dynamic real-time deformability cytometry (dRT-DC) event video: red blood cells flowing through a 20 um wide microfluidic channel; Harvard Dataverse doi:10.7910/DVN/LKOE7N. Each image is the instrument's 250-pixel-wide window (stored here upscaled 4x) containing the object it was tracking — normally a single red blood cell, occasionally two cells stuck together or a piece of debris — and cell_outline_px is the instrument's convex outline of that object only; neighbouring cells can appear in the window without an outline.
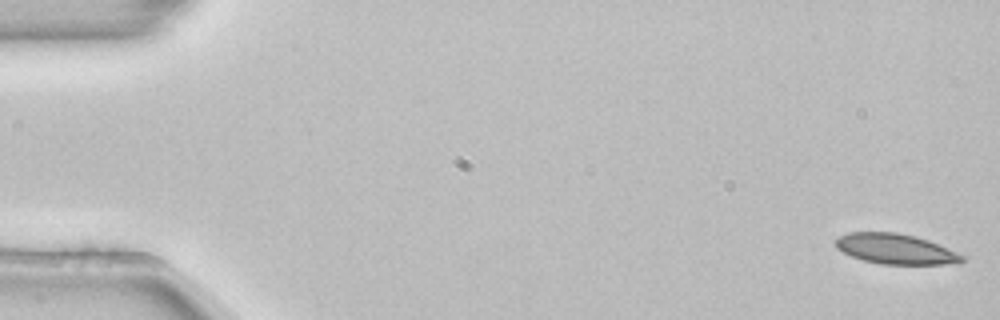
{"species": "common noctule bat (a hibernating species)", "species_latin": "Nyctalus noctula", "temperature_condition": "room temperature", "stored_images_in_passage": 14, "camera_frame_rate_fps": 3000, "um_per_image_px": 0.085, "animal": {"sex": "female", "body_mass_g": 22.7, "forearm_length_mm": 54.2}, "frame": {"image": 1, "passage_image": 1, "time_ms": 0.0, "image_size_px": [1000, 320], "cell_outline_px": [[968, 256], [964, 260], [944, 264], [880, 264], [864, 260], [852, 256], [836, 248], [836, 240], [840, 236], [848, 232], [896, 232], [916, 236], [928, 240]], "centroid_in_image_um": [76.14, 21.15], "position_along_channel_um": 8.9, "area_um2": 22.2}}